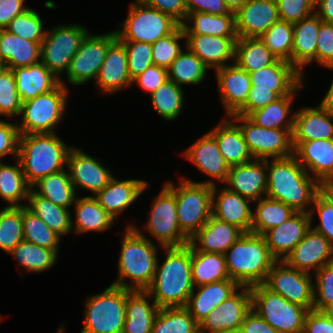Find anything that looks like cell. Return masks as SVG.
Wrapping results in <instances>:
<instances>
[{
    "mask_svg": "<svg viewBox=\"0 0 333 333\" xmlns=\"http://www.w3.org/2000/svg\"><path fill=\"white\" fill-rule=\"evenodd\" d=\"M150 100L157 114L164 120L171 122L182 115L185 92L183 87H180L174 81L167 80L150 94Z\"/></svg>",
    "mask_w": 333,
    "mask_h": 333,
    "instance_id": "681fc988",
    "label": "cell"
},
{
    "mask_svg": "<svg viewBox=\"0 0 333 333\" xmlns=\"http://www.w3.org/2000/svg\"><path fill=\"white\" fill-rule=\"evenodd\" d=\"M72 147L58 133L20 135L17 159L27 183L32 186L39 179L65 169Z\"/></svg>",
    "mask_w": 333,
    "mask_h": 333,
    "instance_id": "277c9868",
    "label": "cell"
},
{
    "mask_svg": "<svg viewBox=\"0 0 333 333\" xmlns=\"http://www.w3.org/2000/svg\"><path fill=\"white\" fill-rule=\"evenodd\" d=\"M244 233L211 215L207 223L189 240L197 250L224 254Z\"/></svg>",
    "mask_w": 333,
    "mask_h": 333,
    "instance_id": "836d02e7",
    "label": "cell"
},
{
    "mask_svg": "<svg viewBox=\"0 0 333 333\" xmlns=\"http://www.w3.org/2000/svg\"><path fill=\"white\" fill-rule=\"evenodd\" d=\"M313 274L295 269L284 260H277L268 273L264 285L291 303L313 309Z\"/></svg>",
    "mask_w": 333,
    "mask_h": 333,
    "instance_id": "9a60e30c",
    "label": "cell"
},
{
    "mask_svg": "<svg viewBox=\"0 0 333 333\" xmlns=\"http://www.w3.org/2000/svg\"><path fill=\"white\" fill-rule=\"evenodd\" d=\"M309 214L311 221L314 215L319 217L318 224L315 227L311 224V228L333 245V203L322 191L316 195Z\"/></svg>",
    "mask_w": 333,
    "mask_h": 333,
    "instance_id": "94428289",
    "label": "cell"
},
{
    "mask_svg": "<svg viewBox=\"0 0 333 333\" xmlns=\"http://www.w3.org/2000/svg\"><path fill=\"white\" fill-rule=\"evenodd\" d=\"M313 275V309L325 311L333 304V262L321 267Z\"/></svg>",
    "mask_w": 333,
    "mask_h": 333,
    "instance_id": "680465c9",
    "label": "cell"
},
{
    "mask_svg": "<svg viewBox=\"0 0 333 333\" xmlns=\"http://www.w3.org/2000/svg\"><path fill=\"white\" fill-rule=\"evenodd\" d=\"M252 309L280 333H303L308 309L286 300L264 284L250 287Z\"/></svg>",
    "mask_w": 333,
    "mask_h": 333,
    "instance_id": "30bf717a",
    "label": "cell"
},
{
    "mask_svg": "<svg viewBox=\"0 0 333 333\" xmlns=\"http://www.w3.org/2000/svg\"><path fill=\"white\" fill-rule=\"evenodd\" d=\"M215 70L217 92L226 116L234 114L247 100L251 78L247 71L235 63Z\"/></svg>",
    "mask_w": 333,
    "mask_h": 333,
    "instance_id": "f1b7e54d",
    "label": "cell"
},
{
    "mask_svg": "<svg viewBox=\"0 0 333 333\" xmlns=\"http://www.w3.org/2000/svg\"><path fill=\"white\" fill-rule=\"evenodd\" d=\"M303 82L292 94L282 96L267 106L251 112L247 117L256 125L274 129H293L294 114L292 105L296 93L304 88ZM292 109V110H291Z\"/></svg>",
    "mask_w": 333,
    "mask_h": 333,
    "instance_id": "f35d334b",
    "label": "cell"
},
{
    "mask_svg": "<svg viewBox=\"0 0 333 333\" xmlns=\"http://www.w3.org/2000/svg\"><path fill=\"white\" fill-rule=\"evenodd\" d=\"M251 203L250 199L229 190L225 185H221L219 190L217 185L213 186L212 216L239 228L243 233L251 232L254 210L250 207Z\"/></svg>",
    "mask_w": 333,
    "mask_h": 333,
    "instance_id": "7402d4cb",
    "label": "cell"
},
{
    "mask_svg": "<svg viewBox=\"0 0 333 333\" xmlns=\"http://www.w3.org/2000/svg\"><path fill=\"white\" fill-rule=\"evenodd\" d=\"M59 251L39 247L23 240L8 254L28 273H41L55 266L60 255Z\"/></svg>",
    "mask_w": 333,
    "mask_h": 333,
    "instance_id": "c3c4849f",
    "label": "cell"
},
{
    "mask_svg": "<svg viewBox=\"0 0 333 333\" xmlns=\"http://www.w3.org/2000/svg\"><path fill=\"white\" fill-rule=\"evenodd\" d=\"M143 4L170 15L180 25L187 17L186 0H139Z\"/></svg>",
    "mask_w": 333,
    "mask_h": 333,
    "instance_id": "a7ac6f4b",
    "label": "cell"
},
{
    "mask_svg": "<svg viewBox=\"0 0 333 333\" xmlns=\"http://www.w3.org/2000/svg\"><path fill=\"white\" fill-rule=\"evenodd\" d=\"M240 287L232 279L194 287L185 308L200 324L213 309H216L221 302L232 296Z\"/></svg>",
    "mask_w": 333,
    "mask_h": 333,
    "instance_id": "4dcf8cb0",
    "label": "cell"
},
{
    "mask_svg": "<svg viewBox=\"0 0 333 333\" xmlns=\"http://www.w3.org/2000/svg\"><path fill=\"white\" fill-rule=\"evenodd\" d=\"M191 270L194 287L230 279L224 254L197 251L192 245Z\"/></svg>",
    "mask_w": 333,
    "mask_h": 333,
    "instance_id": "7bdbcfd3",
    "label": "cell"
},
{
    "mask_svg": "<svg viewBox=\"0 0 333 333\" xmlns=\"http://www.w3.org/2000/svg\"><path fill=\"white\" fill-rule=\"evenodd\" d=\"M181 26L184 34L237 36L235 14L213 15L193 12L187 14Z\"/></svg>",
    "mask_w": 333,
    "mask_h": 333,
    "instance_id": "ab89813d",
    "label": "cell"
},
{
    "mask_svg": "<svg viewBox=\"0 0 333 333\" xmlns=\"http://www.w3.org/2000/svg\"><path fill=\"white\" fill-rule=\"evenodd\" d=\"M98 91L106 96L132 86L128 71V59L125 46L116 39L107 49L103 64L95 79Z\"/></svg>",
    "mask_w": 333,
    "mask_h": 333,
    "instance_id": "ffe728a7",
    "label": "cell"
},
{
    "mask_svg": "<svg viewBox=\"0 0 333 333\" xmlns=\"http://www.w3.org/2000/svg\"><path fill=\"white\" fill-rule=\"evenodd\" d=\"M291 134L293 148L300 142L333 139V110L322 104L300 107L295 110Z\"/></svg>",
    "mask_w": 333,
    "mask_h": 333,
    "instance_id": "44dd1931",
    "label": "cell"
},
{
    "mask_svg": "<svg viewBox=\"0 0 333 333\" xmlns=\"http://www.w3.org/2000/svg\"><path fill=\"white\" fill-rule=\"evenodd\" d=\"M251 309L250 287L241 286L232 296L213 309L199 324V333L240 330L241 324Z\"/></svg>",
    "mask_w": 333,
    "mask_h": 333,
    "instance_id": "e0dca14e",
    "label": "cell"
},
{
    "mask_svg": "<svg viewBox=\"0 0 333 333\" xmlns=\"http://www.w3.org/2000/svg\"><path fill=\"white\" fill-rule=\"evenodd\" d=\"M303 333H333V318L325 311L309 310Z\"/></svg>",
    "mask_w": 333,
    "mask_h": 333,
    "instance_id": "89a4df30",
    "label": "cell"
},
{
    "mask_svg": "<svg viewBox=\"0 0 333 333\" xmlns=\"http://www.w3.org/2000/svg\"><path fill=\"white\" fill-rule=\"evenodd\" d=\"M88 33L87 27L74 22L47 29L41 42L40 62L62 79V74L69 69L72 57Z\"/></svg>",
    "mask_w": 333,
    "mask_h": 333,
    "instance_id": "8fae6325",
    "label": "cell"
},
{
    "mask_svg": "<svg viewBox=\"0 0 333 333\" xmlns=\"http://www.w3.org/2000/svg\"><path fill=\"white\" fill-rule=\"evenodd\" d=\"M321 184L311 177L294 155L267 159L266 197L281 201L295 212L310 213Z\"/></svg>",
    "mask_w": 333,
    "mask_h": 333,
    "instance_id": "7a4b0ae2",
    "label": "cell"
},
{
    "mask_svg": "<svg viewBox=\"0 0 333 333\" xmlns=\"http://www.w3.org/2000/svg\"><path fill=\"white\" fill-rule=\"evenodd\" d=\"M255 90L275 91L280 97L292 94L303 82L301 73L288 61L277 59L273 64L249 73Z\"/></svg>",
    "mask_w": 333,
    "mask_h": 333,
    "instance_id": "484cf974",
    "label": "cell"
},
{
    "mask_svg": "<svg viewBox=\"0 0 333 333\" xmlns=\"http://www.w3.org/2000/svg\"><path fill=\"white\" fill-rule=\"evenodd\" d=\"M66 168L76 192L82 188L91 192L93 195L90 196L93 197L114 177L110 168L103 165L99 158L88 155L77 146L69 150Z\"/></svg>",
    "mask_w": 333,
    "mask_h": 333,
    "instance_id": "2e32d148",
    "label": "cell"
},
{
    "mask_svg": "<svg viewBox=\"0 0 333 333\" xmlns=\"http://www.w3.org/2000/svg\"><path fill=\"white\" fill-rule=\"evenodd\" d=\"M248 0H224L230 12L236 13Z\"/></svg>",
    "mask_w": 333,
    "mask_h": 333,
    "instance_id": "2a66077c",
    "label": "cell"
},
{
    "mask_svg": "<svg viewBox=\"0 0 333 333\" xmlns=\"http://www.w3.org/2000/svg\"><path fill=\"white\" fill-rule=\"evenodd\" d=\"M0 213V250L9 253L23 238L22 206L3 207Z\"/></svg>",
    "mask_w": 333,
    "mask_h": 333,
    "instance_id": "f5cc1de1",
    "label": "cell"
},
{
    "mask_svg": "<svg viewBox=\"0 0 333 333\" xmlns=\"http://www.w3.org/2000/svg\"><path fill=\"white\" fill-rule=\"evenodd\" d=\"M224 185L252 202L260 200L267 192V160L254 159L249 163L230 166Z\"/></svg>",
    "mask_w": 333,
    "mask_h": 333,
    "instance_id": "603a6c76",
    "label": "cell"
},
{
    "mask_svg": "<svg viewBox=\"0 0 333 333\" xmlns=\"http://www.w3.org/2000/svg\"><path fill=\"white\" fill-rule=\"evenodd\" d=\"M126 49L128 59V71L131 80L151 67L152 44L139 41H120Z\"/></svg>",
    "mask_w": 333,
    "mask_h": 333,
    "instance_id": "91938a15",
    "label": "cell"
},
{
    "mask_svg": "<svg viewBox=\"0 0 333 333\" xmlns=\"http://www.w3.org/2000/svg\"><path fill=\"white\" fill-rule=\"evenodd\" d=\"M259 38L278 59L291 63L293 23L279 19Z\"/></svg>",
    "mask_w": 333,
    "mask_h": 333,
    "instance_id": "db71d44e",
    "label": "cell"
},
{
    "mask_svg": "<svg viewBox=\"0 0 333 333\" xmlns=\"http://www.w3.org/2000/svg\"><path fill=\"white\" fill-rule=\"evenodd\" d=\"M73 207L75 217L71 216V225L75 235L107 231L116 221L93 196L77 197Z\"/></svg>",
    "mask_w": 333,
    "mask_h": 333,
    "instance_id": "d590c367",
    "label": "cell"
},
{
    "mask_svg": "<svg viewBox=\"0 0 333 333\" xmlns=\"http://www.w3.org/2000/svg\"><path fill=\"white\" fill-rule=\"evenodd\" d=\"M118 257V276L112 285L129 290H146L152 283L159 248L140 227L127 224ZM130 279L131 281H126Z\"/></svg>",
    "mask_w": 333,
    "mask_h": 333,
    "instance_id": "3957f363",
    "label": "cell"
},
{
    "mask_svg": "<svg viewBox=\"0 0 333 333\" xmlns=\"http://www.w3.org/2000/svg\"><path fill=\"white\" fill-rule=\"evenodd\" d=\"M252 204L256 205L255 211H252L251 233L254 234L263 235L269 229L284 223L295 213L285 203L266 196Z\"/></svg>",
    "mask_w": 333,
    "mask_h": 333,
    "instance_id": "bcb514c9",
    "label": "cell"
},
{
    "mask_svg": "<svg viewBox=\"0 0 333 333\" xmlns=\"http://www.w3.org/2000/svg\"><path fill=\"white\" fill-rule=\"evenodd\" d=\"M284 261L295 269L314 274L333 262V245L311 228Z\"/></svg>",
    "mask_w": 333,
    "mask_h": 333,
    "instance_id": "d6986e66",
    "label": "cell"
},
{
    "mask_svg": "<svg viewBox=\"0 0 333 333\" xmlns=\"http://www.w3.org/2000/svg\"><path fill=\"white\" fill-rule=\"evenodd\" d=\"M309 213L295 212L284 223L266 231L263 236L271 254L284 260L311 229Z\"/></svg>",
    "mask_w": 333,
    "mask_h": 333,
    "instance_id": "83f0119b",
    "label": "cell"
},
{
    "mask_svg": "<svg viewBox=\"0 0 333 333\" xmlns=\"http://www.w3.org/2000/svg\"><path fill=\"white\" fill-rule=\"evenodd\" d=\"M116 39L115 29L101 35L89 32L71 59L65 74L66 81L73 86L84 85L91 80L95 82L107 49Z\"/></svg>",
    "mask_w": 333,
    "mask_h": 333,
    "instance_id": "5bb4252c",
    "label": "cell"
},
{
    "mask_svg": "<svg viewBox=\"0 0 333 333\" xmlns=\"http://www.w3.org/2000/svg\"><path fill=\"white\" fill-rule=\"evenodd\" d=\"M316 64L322 67L333 65V23L321 22L317 36Z\"/></svg>",
    "mask_w": 333,
    "mask_h": 333,
    "instance_id": "be15d7a7",
    "label": "cell"
},
{
    "mask_svg": "<svg viewBox=\"0 0 333 333\" xmlns=\"http://www.w3.org/2000/svg\"><path fill=\"white\" fill-rule=\"evenodd\" d=\"M243 333H280L269 325L258 313L251 309L241 324Z\"/></svg>",
    "mask_w": 333,
    "mask_h": 333,
    "instance_id": "753ad0ef",
    "label": "cell"
},
{
    "mask_svg": "<svg viewBox=\"0 0 333 333\" xmlns=\"http://www.w3.org/2000/svg\"><path fill=\"white\" fill-rule=\"evenodd\" d=\"M167 80L168 70L157 65H152L132 80V87L134 84H137L143 91L149 92L150 95Z\"/></svg>",
    "mask_w": 333,
    "mask_h": 333,
    "instance_id": "03108f58",
    "label": "cell"
},
{
    "mask_svg": "<svg viewBox=\"0 0 333 333\" xmlns=\"http://www.w3.org/2000/svg\"><path fill=\"white\" fill-rule=\"evenodd\" d=\"M143 228L163 247H179L189 243L178 224L177 206L174 190L165 182L157 196L152 200Z\"/></svg>",
    "mask_w": 333,
    "mask_h": 333,
    "instance_id": "7c38bea8",
    "label": "cell"
},
{
    "mask_svg": "<svg viewBox=\"0 0 333 333\" xmlns=\"http://www.w3.org/2000/svg\"><path fill=\"white\" fill-rule=\"evenodd\" d=\"M24 4L25 0H0V29H5L14 17L29 9Z\"/></svg>",
    "mask_w": 333,
    "mask_h": 333,
    "instance_id": "8c879c8a",
    "label": "cell"
},
{
    "mask_svg": "<svg viewBox=\"0 0 333 333\" xmlns=\"http://www.w3.org/2000/svg\"><path fill=\"white\" fill-rule=\"evenodd\" d=\"M185 39V34L179 25L171 34L159 38L152 44V61L154 65L168 69L171 63L183 51L180 39Z\"/></svg>",
    "mask_w": 333,
    "mask_h": 333,
    "instance_id": "9f6ffc18",
    "label": "cell"
},
{
    "mask_svg": "<svg viewBox=\"0 0 333 333\" xmlns=\"http://www.w3.org/2000/svg\"><path fill=\"white\" fill-rule=\"evenodd\" d=\"M19 130L16 123L0 119V161L8 155L14 160L18 156Z\"/></svg>",
    "mask_w": 333,
    "mask_h": 333,
    "instance_id": "e7e4bbea",
    "label": "cell"
},
{
    "mask_svg": "<svg viewBox=\"0 0 333 333\" xmlns=\"http://www.w3.org/2000/svg\"><path fill=\"white\" fill-rule=\"evenodd\" d=\"M325 312H326L330 317L333 318V304H332L330 307H328V308L325 310Z\"/></svg>",
    "mask_w": 333,
    "mask_h": 333,
    "instance_id": "09005b40",
    "label": "cell"
},
{
    "mask_svg": "<svg viewBox=\"0 0 333 333\" xmlns=\"http://www.w3.org/2000/svg\"><path fill=\"white\" fill-rule=\"evenodd\" d=\"M178 57L171 63L168 70V80L177 85H198L207 77L208 67L186 46Z\"/></svg>",
    "mask_w": 333,
    "mask_h": 333,
    "instance_id": "7dc6e473",
    "label": "cell"
},
{
    "mask_svg": "<svg viewBox=\"0 0 333 333\" xmlns=\"http://www.w3.org/2000/svg\"><path fill=\"white\" fill-rule=\"evenodd\" d=\"M41 44L0 29V61L5 68L28 67L40 62Z\"/></svg>",
    "mask_w": 333,
    "mask_h": 333,
    "instance_id": "8d00e7d4",
    "label": "cell"
},
{
    "mask_svg": "<svg viewBox=\"0 0 333 333\" xmlns=\"http://www.w3.org/2000/svg\"><path fill=\"white\" fill-rule=\"evenodd\" d=\"M279 19L276 0H248L235 13L237 36L259 38Z\"/></svg>",
    "mask_w": 333,
    "mask_h": 333,
    "instance_id": "cb8c5ba5",
    "label": "cell"
},
{
    "mask_svg": "<svg viewBox=\"0 0 333 333\" xmlns=\"http://www.w3.org/2000/svg\"><path fill=\"white\" fill-rule=\"evenodd\" d=\"M326 68L333 70V65L328 66ZM320 104L333 110V79H332L331 85L329 86V89L327 90V93L322 98V101H320Z\"/></svg>",
    "mask_w": 333,
    "mask_h": 333,
    "instance_id": "11e5206c",
    "label": "cell"
},
{
    "mask_svg": "<svg viewBox=\"0 0 333 333\" xmlns=\"http://www.w3.org/2000/svg\"><path fill=\"white\" fill-rule=\"evenodd\" d=\"M187 14L204 12L213 15L235 14L226 7L224 0H186Z\"/></svg>",
    "mask_w": 333,
    "mask_h": 333,
    "instance_id": "2644e50d",
    "label": "cell"
},
{
    "mask_svg": "<svg viewBox=\"0 0 333 333\" xmlns=\"http://www.w3.org/2000/svg\"><path fill=\"white\" fill-rule=\"evenodd\" d=\"M36 10L29 8L24 13L14 17L5 28L24 39L41 44L47 29L44 28L42 16Z\"/></svg>",
    "mask_w": 333,
    "mask_h": 333,
    "instance_id": "11a10c76",
    "label": "cell"
},
{
    "mask_svg": "<svg viewBox=\"0 0 333 333\" xmlns=\"http://www.w3.org/2000/svg\"><path fill=\"white\" fill-rule=\"evenodd\" d=\"M150 298L146 290L126 289V320L122 333H152L160 308Z\"/></svg>",
    "mask_w": 333,
    "mask_h": 333,
    "instance_id": "e575fe53",
    "label": "cell"
},
{
    "mask_svg": "<svg viewBox=\"0 0 333 333\" xmlns=\"http://www.w3.org/2000/svg\"><path fill=\"white\" fill-rule=\"evenodd\" d=\"M321 191L332 201L333 203V180L327 181L321 184Z\"/></svg>",
    "mask_w": 333,
    "mask_h": 333,
    "instance_id": "b9fcfbb0",
    "label": "cell"
},
{
    "mask_svg": "<svg viewBox=\"0 0 333 333\" xmlns=\"http://www.w3.org/2000/svg\"><path fill=\"white\" fill-rule=\"evenodd\" d=\"M12 71L22 102L33 99L39 94L47 93L60 84V78L42 62L28 67H17L12 69Z\"/></svg>",
    "mask_w": 333,
    "mask_h": 333,
    "instance_id": "74e56055",
    "label": "cell"
},
{
    "mask_svg": "<svg viewBox=\"0 0 333 333\" xmlns=\"http://www.w3.org/2000/svg\"><path fill=\"white\" fill-rule=\"evenodd\" d=\"M148 188L149 183L146 180L133 178L121 180L114 175L109 184L102 191H99L94 198L116 220Z\"/></svg>",
    "mask_w": 333,
    "mask_h": 333,
    "instance_id": "f546056e",
    "label": "cell"
},
{
    "mask_svg": "<svg viewBox=\"0 0 333 333\" xmlns=\"http://www.w3.org/2000/svg\"><path fill=\"white\" fill-rule=\"evenodd\" d=\"M31 189L53 204L67 209H71L78 196L67 168L39 179L31 186Z\"/></svg>",
    "mask_w": 333,
    "mask_h": 333,
    "instance_id": "60d3db41",
    "label": "cell"
},
{
    "mask_svg": "<svg viewBox=\"0 0 333 333\" xmlns=\"http://www.w3.org/2000/svg\"><path fill=\"white\" fill-rule=\"evenodd\" d=\"M322 20L316 13L293 23V46L291 64L305 80L304 69L309 63L316 62L317 36Z\"/></svg>",
    "mask_w": 333,
    "mask_h": 333,
    "instance_id": "1f68e13d",
    "label": "cell"
},
{
    "mask_svg": "<svg viewBox=\"0 0 333 333\" xmlns=\"http://www.w3.org/2000/svg\"><path fill=\"white\" fill-rule=\"evenodd\" d=\"M127 17L115 29L119 41H139L153 44L171 34L180 24L170 15L149 7L139 0L129 6Z\"/></svg>",
    "mask_w": 333,
    "mask_h": 333,
    "instance_id": "9c48e42d",
    "label": "cell"
},
{
    "mask_svg": "<svg viewBox=\"0 0 333 333\" xmlns=\"http://www.w3.org/2000/svg\"><path fill=\"white\" fill-rule=\"evenodd\" d=\"M165 259L156 263L151 285L146 289L159 308L186 307L194 289L191 244L163 247Z\"/></svg>",
    "mask_w": 333,
    "mask_h": 333,
    "instance_id": "6da1fadb",
    "label": "cell"
},
{
    "mask_svg": "<svg viewBox=\"0 0 333 333\" xmlns=\"http://www.w3.org/2000/svg\"><path fill=\"white\" fill-rule=\"evenodd\" d=\"M230 279L240 286L264 284L277 259L263 235L244 233L224 253Z\"/></svg>",
    "mask_w": 333,
    "mask_h": 333,
    "instance_id": "5b68a950",
    "label": "cell"
},
{
    "mask_svg": "<svg viewBox=\"0 0 333 333\" xmlns=\"http://www.w3.org/2000/svg\"><path fill=\"white\" fill-rule=\"evenodd\" d=\"M4 68V65L2 64V62L0 61V71Z\"/></svg>",
    "mask_w": 333,
    "mask_h": 333,
    "instance_id": "67dfc351",
    "label": "cell"
},
{
    "mask_svg": "<svg viewBox=\"0 0 333 333\" xmlns=\"http://www.w3.org/2000/svg\"><path fill=\"white\" fill-rule=\"evenodd\" d=\"M180 178L178 186L170 180L166 183L175 193L179 228L190 240L212 215L213 186Z\"/></svg>",
    "mask_w": 333,
    "mask_h": 333,
    "instance_id": "52a82bcc",
    "label": "cell"
},
{
    "mask_svg": "<svg viewBox=\"0 0 333 333\" xmlns=\"http://www.w3.org/2000/svg\"><path fill=\"white\" fill-rule=\"evenodd\" d=\"M230 117L239 125L254 159L271 160L293 155V129L261 127L247 116L238 114H232Z\"/></svg>",
    "mask_w": 333,
    "mask_h": 333,
    "instance_id": "4fadbf2b",
    "label": "cell"
},
{
    "mask_svg": "<svg viewBox=\"0 0 333 333\" xmlns=\"http://www.w3.org/2000/svg\"><path fill=\"white\" fill-rule=\"evenodd\" d=\"M278 58L257 37H238L234 63L248 73L273 64Z\"/></svg>",
    "mask_w": 333,
    "mask_h": 333,
    "instance_id": "ee69618b",
    "label": "cell"
},
{
    "mask_svg": "<svg viewBox=\"0 0 333 333\" xmlns=\"http://www.w3.org/2000/svg\"><path fill=\"white\" fill-rule=\"evenodd\" d=\"M64 323L61 324V326L58 328L57 332L56 333H65L66 330H64Z\"/></svg>",
    "mask_w": 333,
    "mask_h": 333,
    "instance_id": "979ff035",
    "label": "cell"
},
{
    "mask_svg": "<svg viewBox=\"0 0 333 333\" xmlns=\"http://www.w3.org/2000/svg\"><path fill=\"white\" fill-rule=\"evenodd\" d=\"M279 98L280 96L275 91L255 90V87L251 86L246 102L234 114L248 116L251 112L263 108Z\"/></svg>",
    "mask_w": 333,
    "mask_h": 333,
    "instance_id": "003e7915",
    "label": "cell"
},
{
    "mask_svg": "<svg viewBox=\"0 0 333 333\" xmlns=\"http://www.w3.org/2000/svg\"><path fill=\"white\" fill-rule=\"evenodd\" d=\"M182 152L181 156L192 162L204 175L211 177L199 183L214 186L217 185L216 180L218 183L226 182L230 165L222 156L216 139L208 131Z\"/></svg>",
    "mask_w": 333,
    "mask_h": 333,
    "instance_id": "ac0fdd59",
    "label": "cell"
},
{
    "mask_svg": "<svg viewBox=\"0 0 333 333\" xmlns=\"http://www.w3.org/2000/svg\"><path fill=\"white\" fill-rule=\"evenodd\" d=\"M63 79L53 90L39 94L22 102L20 122H16L19 134L57 133L61 120L67 110L69 89Z\"/></svg>",
    "mask_w": 333,
    "mask_h": 333,
    "instance_id": "8992f818",
    "label": "cell"
},
{
    "mask_svg": "<svg viewBox=\"0 0 333 333\" xmlns=\"http://www.w3.org/2000/svg\"><path fill=\"white\" fill-rule=\"evenodd\" d=\"M23 238L50 250H59L62 237L51 230L36 214L22 206Z\"/></svg>",
    "mask_w": 333,
    "mask_h": 333,
    "instance_id": "816d5d0a",
    "label": "cell"
},
{
    "mask_svg": "<svg viewBox=\"0 0 333 333\" xmlns=\"http://www.w3.org/2000/svg\"><path fill=\"white\" fill-rule=\"evenodd\" d=\"M15 162V165L0 162V198L6 201L7 207L26 206L31 189L17 158Z\"/></svg>",
    "mask_w": 333,
    "mask_h": 333,
    "instance_id": "f6af8a7d",
    "label": "cell"
},
{
    "mask_svg": "<svg viewBox=\"0 0 333 333\" xmlns=\"http://www.w3.org/2000/svg\"><path fill=\"white\" fill-rule=\"evenodd\" d=\"M152 333H199V324L185 307L160 308Z\"/></svg>",
    "mask_w": 333,
    "mask_h": 333,
    "instance_id": "f907efd6",
    "label": "cell"
},
{
    "mask_svg": "<svg viewBox=\"0 0 333 333\" xmlns=\"http://www.w3.org/2000/svg\"><path fill=\"white\" fill-rule=\"evenodd\" d=\"M315 13L323 22L333 23V0H318Z\"/></svg>",
    "mask_w": 333,
    "mask_h": 333,
    "instance_id": "34e18365",
    "label": "cell"
},
{
    "mask_svg": "<svg viewBox=\"0 0 333 333\" xmlns=\"http://www.w3.org/2000/svg\"><path fill=\"white\" fill-rule=\"evenodd\" d=\"M216 333H238V330L237 331H222V332H216Z\"/></svg>",
    "mask_w": 333,
    "mask_h": 333,
    "instance_id": "deb4b68c",
    "label": "cell"
},
{
    "mask_svg": "<svg viewBox=\"0 0 333 333\" xmlns=\"http://www.w3.org/2000/svg\"><path fill=\"white\" fill-rule=\"evenodd\" d=\"M208 132L216 139L222 156L230 166L254 160L239 125L230 116L225 115L224 119Z\"/></svg>",
    "mask_w": 333,
    "mask_h": 333,
    "instance_id": "d6a6232c",
    "label": "cell"
},
{
    "mask_svg": "<svg viewBox=\"0 0 333 333\" xmlns=\"http://www.w3.org/2000/svg\"><path fill=\"white\" fill-rule=\"evenodd\" d=\"M26 207L59 236H66L73 232L71 225L72 212L70 209L53 204L30 189Z\"/></svg>",
    "mask_w": 333,
    "mask_h": 333,
    "instance_id": "b9f144b4",
    "label": "cell"
},
{
    "mask_svg": "<svg viewBox=\"0 0 333 333\" xmlns=\"http://www.w3.org/2000/svg\"><path fill=\"white\" fill-rule=\"evenodd\" d=\"M279 18L295 23L315 13V3L312 0H276Z\"/></svg>",
    "mask_w": 333,
    "mask_h": 333,
    "instance_id": "6125c7cd",
    "label": "cell"
},
{
    "mask_svg": "<svg viewBox=\"0 0 333 333\" xmlns=\"http://www.w3.org/2000/svg\"><path fill=\"white\" fill-rule=\"evenodd\" d=\"M86 301L80 333H122L126 320V288L110 284Z\"/></svg>",
    "mask_w": 333,
    "mask_h": 333,
    "instance_id": "ba28073f",
    "label": "cell"
},
{
    "mask_svg": "<svg viewBox=\"0 0 333 333\" xmlns=\"http://www.w3.org/2000/svg\"><path fill=\"white\" fill-rule=\"evenodd\" d=\"M21 107L13 71L4 67L0 71V115L15 119L20 115Z\"/></svg>",
    "mask_w": 333,
    "mask_h": 333,
    "instance_id": "6f0895ef",
    "label": "cell"
},
{
    "mask_svg": "<svg viewBox=\"0 0 333 333\" xmlns=\"http://www.w3.org/2000/svg\"><path fill=\"white\" fill-rule=\"evenodd\" d=\"M293 155L320 184L333 180V139L300 142L293 148Z\"/></svg>",
    "mask_w": 333,
    "mask_h": 333,
    "instance_id": "4316f807",
    "label": "cell"
},
{
    "mask_svg": "<svg viewBox=\"0 0 333 333\" xmlns=\"http://www.w3.org/2000/svg\"><path fill=\"white\" fill-rule=\"evenodd\" d=\"M238 36H213L185 34L184 45L210 69H218L234 63L235 42Z\"/></svg>",
    "mask_w": 333,
    "mask_h": 333,
    "instance_id": "d4e9b609",
    "label": "cell"
}]
</instances>
